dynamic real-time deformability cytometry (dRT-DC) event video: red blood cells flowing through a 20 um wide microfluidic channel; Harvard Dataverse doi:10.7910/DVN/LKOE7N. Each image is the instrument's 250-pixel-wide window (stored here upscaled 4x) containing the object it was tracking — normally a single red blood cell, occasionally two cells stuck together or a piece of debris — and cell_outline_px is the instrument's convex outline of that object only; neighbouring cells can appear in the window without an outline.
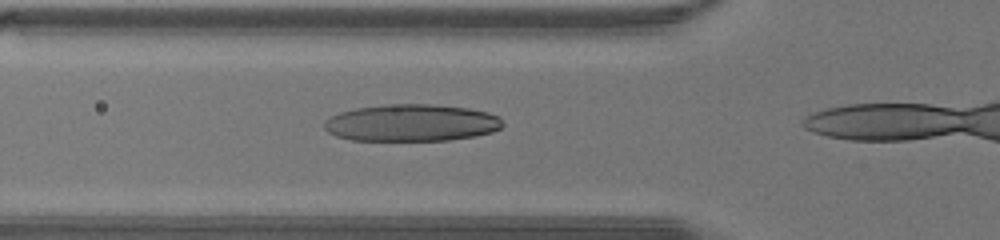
{"species": "human", "species_latin": "Homo sapiens", "temperature_condition": "warm", "stored_images_in_passage": 6, "camera_frame_rate_fps": 3000, "um_per_image_px": 0.085, "donor": {"sex": "male"}, "frame": {"image": 1, "passage_image": 2, "time_ms": 0.333, "image_size_px": [1000, 240], "cell_outline_px": [[504, 124], [500, 128], [492, 132], [476, 136], [448, 140], [352, 140], [336, 136], [328, 132], [324, 128], [324, 120], [340, 112], [356, 108], [384, 104], [432, 104], [468, 108], [488, 112], [500, 116]], "centroid_in_image_um": [34.99, 10.43], "position_along_channel_um": 90.8, "area_um2": 38.67}}
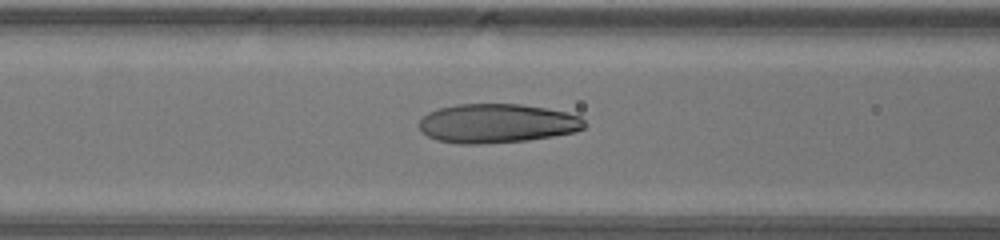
{"frame": {"image": 2, "passage_image": 4, "time_ms": 1.0, "image_size_px": [1000, 240], "cell_outline_px": [[588, 124], [584, 128], [576, 132], [528, 140], [480, 144], [460, 144], [436, 140], [420, 132], [420, 120], [428, 112], [440, 108], [456, 104], [520, 104], [544, 108], [564, 112], [580, 116]], "centroid_in_image_um": [42.24, 10.49], "position_along_channel_um": 124.4, "area_um2": 37.74}}